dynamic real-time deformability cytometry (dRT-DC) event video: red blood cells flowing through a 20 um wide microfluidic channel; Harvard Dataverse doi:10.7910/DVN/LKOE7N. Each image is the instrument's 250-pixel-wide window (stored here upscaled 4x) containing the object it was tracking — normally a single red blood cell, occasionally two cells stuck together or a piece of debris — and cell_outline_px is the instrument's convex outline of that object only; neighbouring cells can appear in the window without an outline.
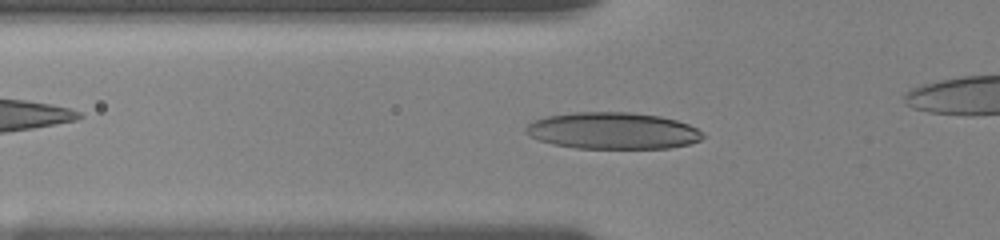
{"species": "human", "species_latin": "Homo sapiens", "temperature_condition": "room temperature", "stored_images_in_passage": 56, "camera_frame_rate_fps": 3000, "um_per_image_px": 0.085, "donor": {"sex": "female"}, "frame": {"image": 1, "passage_image": 33, "time_ms": 5.333, "image_size_px": [1000, 240], "cell_outline_px": [[704, 136], [700, 140], [688, 144], [668, 148], [576, 148], [552, 144], [528, 136], [524, 132], [524, 128], [532, 120], [544, 116], [572, 112], [632, 112], [660, 116], [676, 120], [688, 124], [696, 128]], "centroid_in_image_um": [52.02, 11.1], "position_along_channel_um": 73.8, "area_um2": 38.03}}
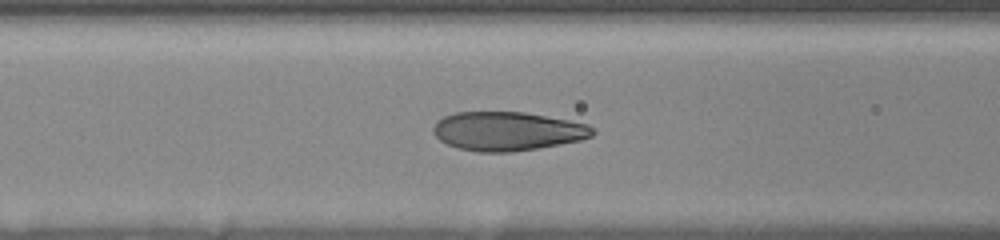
{"frame": {"image": 2, "passage_image": 43, "time_ms": 6.667, "image_size_px": [1000, 240], "cell_outline_px": [[596, 132], [592, 136], [580, 140], [560, 144], [512, 152], [476, 152], [456, 148], [440, 140], [432, 132], [432, 128], [436, 120], [452, 112], [524, 112], [568, 120], [588, 124]], "centroid_in_image_um": [43.09, 11.15], "position_along_channel_um": 123.5, "area_um2": 36.24}}
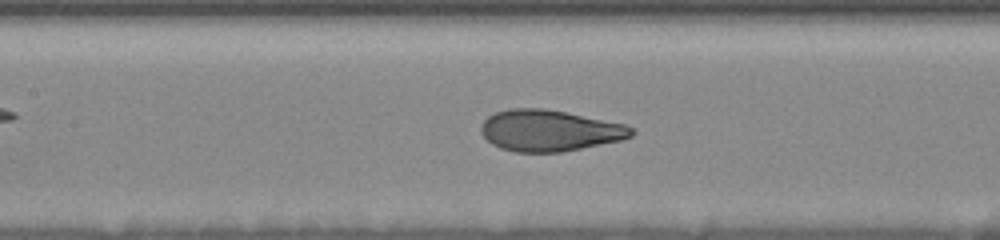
{"frame": {"image": 3, "passage_image": 50, "time_ms": 7.667, "image_size_px": [1000, 240], "cell_outline_px": [[636, 132], [632, 136], [620, 140], [564, 152], [516, 152], [500, 148], [492, 144], [480, 132], [480, 124], [488, 116], [496, 112], [508, 108], [544, 108], [628, 124]], "centroid_in_image_um": [46.71, 11.09], "position_along_channel_um": 160.7, "area_um2": 36.41}}